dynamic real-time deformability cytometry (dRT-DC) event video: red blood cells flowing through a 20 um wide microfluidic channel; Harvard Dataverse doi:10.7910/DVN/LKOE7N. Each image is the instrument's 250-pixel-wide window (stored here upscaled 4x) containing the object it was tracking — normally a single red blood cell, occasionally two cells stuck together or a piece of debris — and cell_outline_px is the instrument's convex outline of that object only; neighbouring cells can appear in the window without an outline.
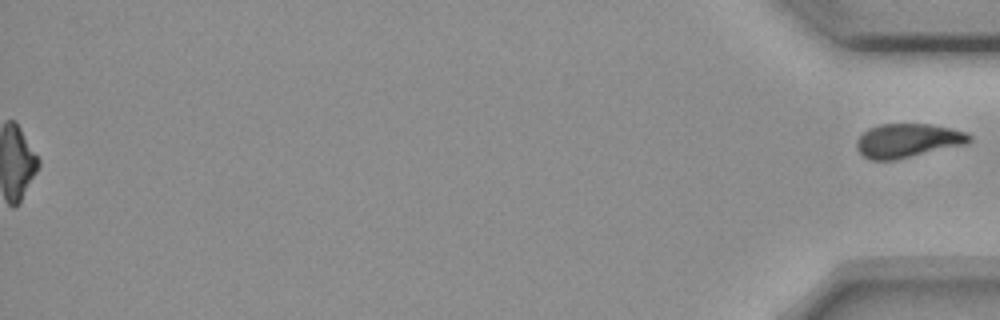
{"species": "common noctule bat (a hibernating species)", "species_latin": "Nyctalus noctula", "temperature_condition": "room temperature", "stored_images_in_passage": 39, "segment_of_instrument_passage": [2, 2], "camera_frame_rate_fps": 3000, "um_per_image_px": 0.085, "animal": {"sex": "female", "body_mass_g": 18.4}, "frame": {"image": 1, "passage_image": 39, "time_ms": 12.667, "image_size_px": [1000, 320], "cell_outline_px": [[972, 140], [968, 144], [892, 160], [872, 160], [864, 156], [856, 148], [856, 140], [868, 128], [880, 124], [932, 124], [968, 132], [972, 136]], "centroid_in_image_um": [77.19, 11.94], "position_along_channel_um": 358.0, "area_um2": 22.31}}